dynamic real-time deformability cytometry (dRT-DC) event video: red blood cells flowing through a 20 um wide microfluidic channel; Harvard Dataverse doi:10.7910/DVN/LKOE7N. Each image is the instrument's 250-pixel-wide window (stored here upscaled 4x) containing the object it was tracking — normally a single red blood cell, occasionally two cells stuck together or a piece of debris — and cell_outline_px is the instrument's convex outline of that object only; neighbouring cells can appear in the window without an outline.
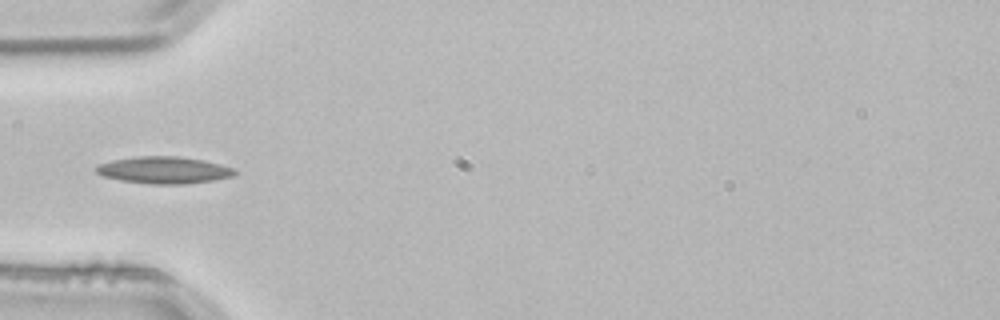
{"species": "common noctule bat (a hibernating species)", "species_latin": "Nyctalus noctula", "temperature_condition": "room temperature", "stored_images_in_passage": 3, "camera_frame_rate_fps": 3000, "um_per_image_px": 0.085, "animal": {"sex": "male", "body_mass_g": 21.5, "forearm_length_mm": 52.0}, "frame": {"image": 1, "passage_image": 3, "time_ms": 0.667, "image_size_px": [1000, 320], "cell_outline_px": [[236, 172], [232, 176], [212, 180], [184, 184], [152, 184], [120, 180], [100, 176], [96, 172], [96, 164], [112, 160], [136, 156], [176, 156], [204, 160], [220, 164], [232, 168]], "centroid_in_image_um": [13.86, 14.45], "position_along_channel_um": 71.1, "area_um2": 21.73}}